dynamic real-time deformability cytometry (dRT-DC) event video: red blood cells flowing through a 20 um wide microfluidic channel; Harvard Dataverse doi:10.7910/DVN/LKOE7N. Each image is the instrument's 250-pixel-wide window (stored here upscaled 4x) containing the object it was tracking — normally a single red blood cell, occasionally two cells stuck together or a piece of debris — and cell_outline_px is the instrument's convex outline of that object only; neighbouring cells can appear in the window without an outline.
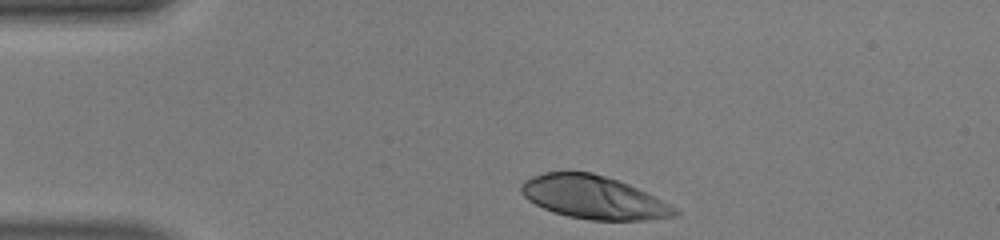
{"species": "human", "species_latin": "Homo sapiens", "temperature_condition": "warm", "stored_images_in_passage": 32, "camera_frame_rate_fps": 3000, "um_per_image_px": 0.085, "donor": {"sex": "male"}, "frame": {"image": 1, "passage_image": 1, "time_ms": 0.0, "image_size_px": [1000, 240], "cell_outline_px": [[680, 212], [676, 216], [644, 220], [592, 220], [568, 216], [552, 212], [528, 200], [520, 192], [520, 184], [524, 180], [532, 176], [544, 172], [568, 168], [592, 172], [628, 184], [676, 208]], "centroid_in_image_um": [50.36, 16.73], "position_along_channel_um": 34.6, "area_um2": 38.9}}
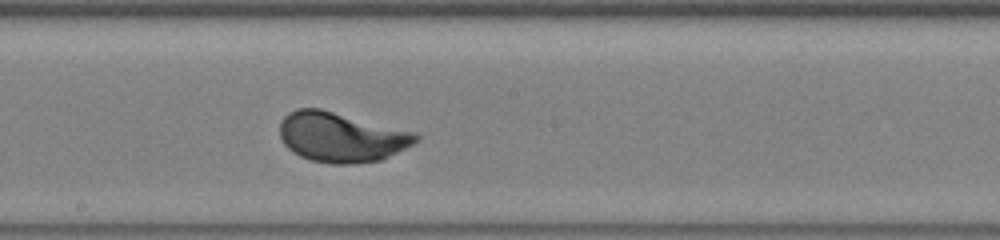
{"frame": {"image": 2, "passage_image": 18, "time_ms": 5.667, "image_size_px": [1000, 240], "cell_outline_px": [[420, 140], [384, 160], [356, 164], [332, 164], [312, 160], [300, 156], [292, 152], [284, 144], [280, 136], [280, 124], [284, 116], [288, 112], [296, 108], [320, 108], [416, 132], [420, 136]], "centroid_in_image_um": [29.03, 11.66], "position_along_channel_um": 219.2, "area_um2": 39.88}}
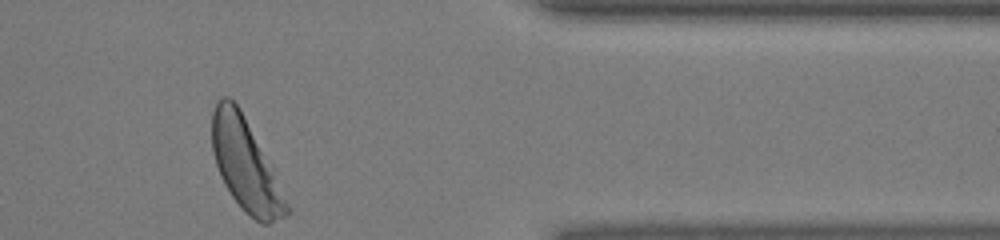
{"frame": {"image": 3, "passage_image": 32, "time_ms": 10.333, "image_size_px": [1000, 240], "cell_outline_px": [[292, 212], [288, 216], [268, 224], [260, 224], [244, 212], [232, 196], [224, 184], [220, 176], [212, 152], [212, 112], [216, 100], [220, 96], [228, 96], [240, 108], [272, 164]], "centroid_in_image_um": [20.9, 14.03], "position_along_channel_um": 390.5, "area_um2": 40.58}, "authors_computed_cell_mechanics": {"area_um2": 38.4081, "velocity_mm_per_s": 4.1132, "shape_relaxation_time_tau1_ms": 2.1378, "shape_relaxation_time_tau2_ms": null, "deformation_change_tau1": 0.2006, "deformation_change_tau2": null}}